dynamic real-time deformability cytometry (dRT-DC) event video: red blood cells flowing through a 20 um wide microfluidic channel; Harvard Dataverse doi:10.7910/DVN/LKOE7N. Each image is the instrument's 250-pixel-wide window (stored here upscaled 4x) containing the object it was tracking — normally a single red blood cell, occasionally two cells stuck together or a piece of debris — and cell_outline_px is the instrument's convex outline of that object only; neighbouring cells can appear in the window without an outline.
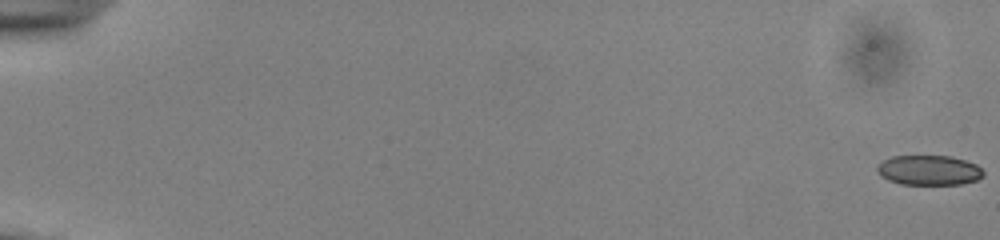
{"species": "common noctule bat (a hibernating species)", "species_latin": "Nyctalus noctula", "temperature_condition": "cold", "stored_images_in_passage": 55, "camera_frame_rate_fps": 3000, "um_per_image_px": 0.085, "animal": {"sex": "male", "body_mass_g": 13.0, "forearm_length_mm": 53.1}, "frame": {"image": 1, "passage_image": 1, "time_ms": 0.0, "image_size_px": [1000, 240], "cell_outline_px": [[984, 176], [976, 180], [960, 184], [900, 184], [888, 180], [880, 176], [876, 172], [876, 168], [884, 160], [892, 156], [952, 156], [976, 164], [984, 172]], "centroid_in_image_um": [78.95, 14.47], "position_along_channel_um": 6.1, "area_um2": 18.5}}
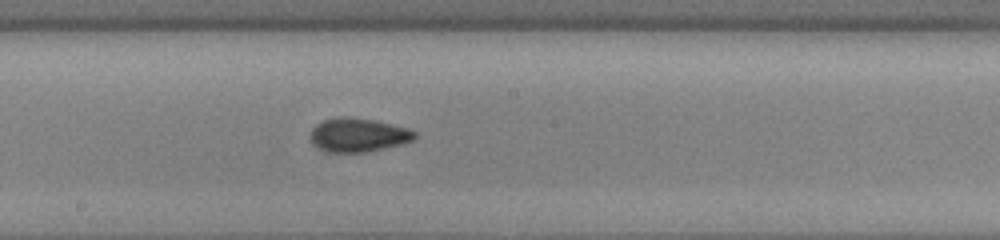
{"frame": {"image": 2, "passage_image": 32, "time_ms": 10.333, "image_size_px": [1000, 240], "cell_outline_px": [[416, 136], [412, 140], [404, 144], [368, 152], [328, 152], [312, 144], [312, 128], [316, 124], [324, 120], [340, 116], [344, 116], [376, 120], [408, 128], [416, 132]], "centroid_in_image_um": [30.48, 11.47], "position_along_channel_um": 217.7, "area_um2": 20.58}}
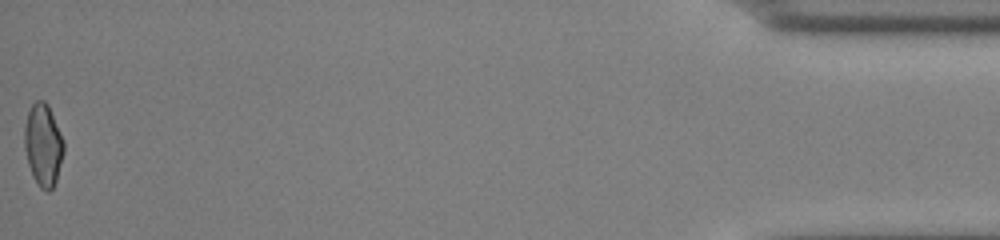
{"frame": {"image": 3, "passage_image": 55, "time_ms": 18.0, "image_size_px": [1000, 240], "cell_outline_px": [[64, 152], [56, 180], [52, 188], [48, 192], [40, 188], [32, 176], [28, 164], [24, 148], [24, 128], [28, 112], [32, 104], [36, 100], [44, 100], [48, 104], [64, 140]], "centroid_in_image_um": [3.67, 12.31], "position_along_channel_um": 431.5, "area_um2": 18.96}, "authors_computed_cell_mechanics": {"area_um2": 19.5942, "velocity_mm_per_s": 3.9316, "shape_relaxation_time_tau1_ms": null, "shape_relaxation_time_tau2_ms": 2.0927, "deformation_change_tau1": null, "deformation_change_tau2": 0.0688}}